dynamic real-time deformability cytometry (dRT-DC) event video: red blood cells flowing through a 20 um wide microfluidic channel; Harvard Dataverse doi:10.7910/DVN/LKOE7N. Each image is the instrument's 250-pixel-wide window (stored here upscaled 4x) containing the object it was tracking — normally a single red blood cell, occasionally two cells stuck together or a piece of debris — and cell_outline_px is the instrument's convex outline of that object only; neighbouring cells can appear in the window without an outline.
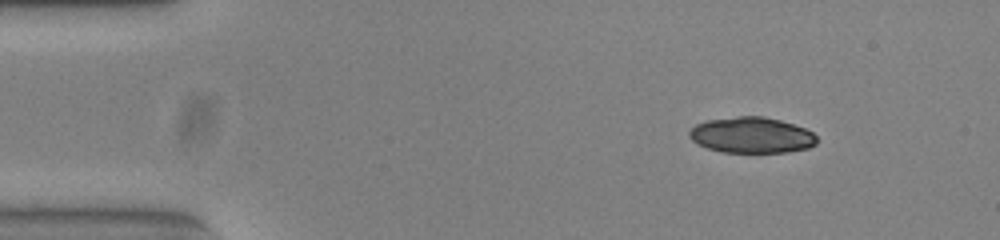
{"species": "common noctule bat (a hibernating species)", "species_latin": "Nyctalus noctula", "temperature_condition": "warm", "stored_images_in_passage": 49, "camera_frame_rate_fps": 3000, "um_per_image_px": 0.085, "animal": {"sex": "female", "body_mass_g": 23.0, "forearm_length_mm": 53.4}, "frame": {"image": 1, "passage_image": 2, "time_ms": 0.333, "image_size_px": [1000, 240], "cell_outline_px": [[816, 144], [808, 148], [788, 152], [720, 152], [696, 144], [688, 136], [688, 132], [696, 124], [708, 120], [736, 116], [764, 116], [780, 120], [804, 128], [812, 132], [816, 136]], "centroid_in_image_um": [63.86, 11.49], "position_along_channel_um": 21.1, "area_um2": 26.7}}
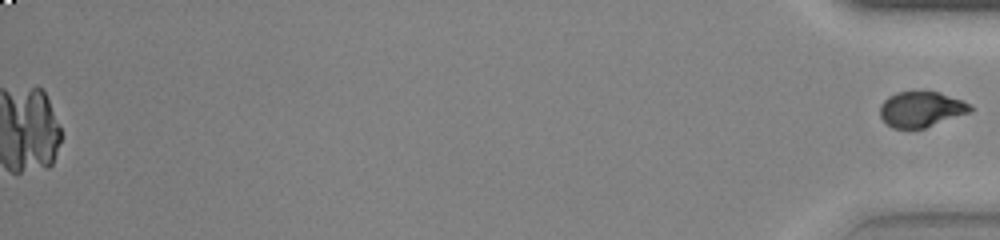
{"frame": {"image": 2, "passage_image": 49, "time_ms": 16.0, "image_size_px": [1000, 240], "cell_outline_px": [[972, 112], [924, 128], [892, 128], [880, 116], [880, 104], [888, 96], [896, 92], [940, 92], [972, 104]], "centroid_in_image_um": [78.32, 9.28], "position_along_channel_um": 356.9, "area_um2": 18.67}}